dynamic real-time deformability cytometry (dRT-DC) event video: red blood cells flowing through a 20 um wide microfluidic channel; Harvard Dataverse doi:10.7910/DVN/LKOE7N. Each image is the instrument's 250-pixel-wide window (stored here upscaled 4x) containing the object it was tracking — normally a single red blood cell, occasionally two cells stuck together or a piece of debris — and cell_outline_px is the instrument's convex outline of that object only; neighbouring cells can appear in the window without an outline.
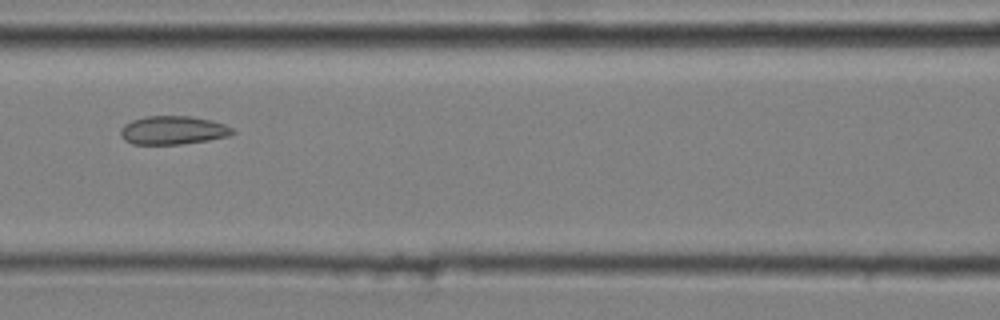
{"species": "common noctule bat (a hibernating species)", "species_latin": "Nyctalus noctula", "temperature_condition": "cold", "stored_images_in_passage": 8, "camera_frame_rate_fps": 3000, "um_per_image_px": 0.085, "animal": {"sex": "male", "body_mass_g": 20.4}, "frame": {"image": 1, "passage_image": 6, "time_ms": 1.667, "image_size_px": [1000, 320], "cell_outline_px": [[236, 132], [228, 136], [208, 140], [180, 144], [132, 144], [124, 140], [120, 136], [120, 128], [124, 124], [132, 120], [144, 116], [188, 116], [212, 120], [224, 124], [232, 128]], "centroid_in_image_um": [14.67, 11.07], "position_along_channel_um": 151.9, "area_um2": 18.67}}
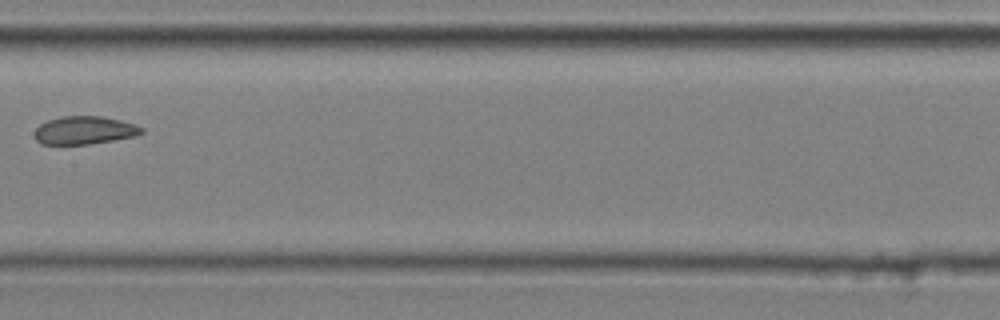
{"frame": {"image": 2, "passage_image": 7, "time_ms": 2.0, "image_size_px": [1000, 320], "cell_outline_px": [[144, 132], [136, 136], [88, 144], [40, 144], [36, 140], [36, 128], [40, 124], [48, 120], [60, 116], [104, 116], [136, 124], [144, 128]], "centroid_in_image_um": [7.21, 11.06], "position_along_channel_um": 200.2, "area_um2": 17.51}}
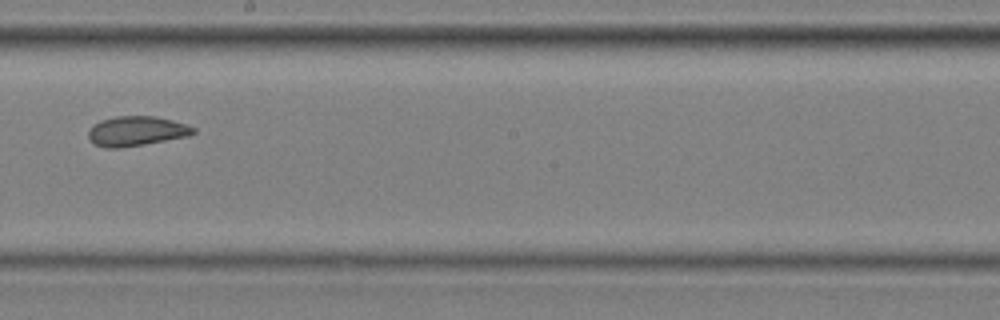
{"frame": {"image": 3, "passage_image": 8, "time_ms": 2.333, "image_size_px": [1000, 320], "cell_outline_px": [[196, 132], [188, 136], [144, 144], [120, 148], [108, 148], [96, 144], [88, 136], [88, 132], [100, 120], [116, 116], [152, 116], [172, 120], [196, 128]], "centroid_in_image_um": [11.62, 11.14], "position_along_channel_um": 236.6, "area_um2": 17.86}}